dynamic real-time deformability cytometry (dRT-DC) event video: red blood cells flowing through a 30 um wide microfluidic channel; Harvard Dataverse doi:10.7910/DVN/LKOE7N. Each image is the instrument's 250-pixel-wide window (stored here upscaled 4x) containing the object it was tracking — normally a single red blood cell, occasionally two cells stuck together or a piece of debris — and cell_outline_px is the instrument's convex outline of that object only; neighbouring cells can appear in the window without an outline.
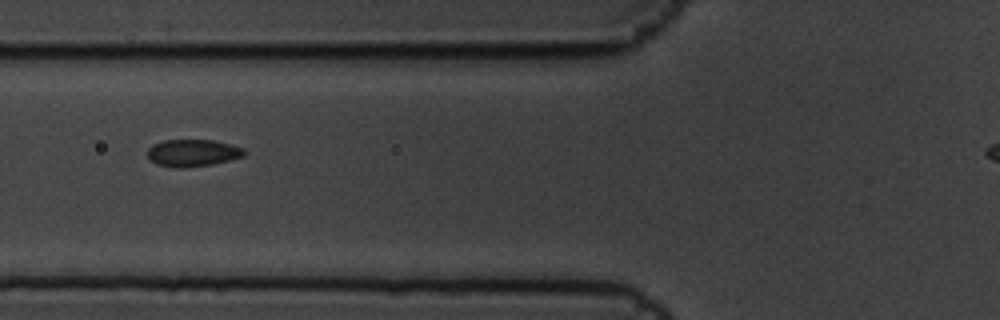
{"species": "common noctule bat (a hibernating species)", "species_latin": "Nyctalus noctula", "temperature_condition": "cold", "stored_images_in_passage": 8, "camera_frame_rate_fps": 3000, "um_per_image_px": 0.085, "animal": {"sex": "male", "body_mass_g": 19.5, "forearm_length_mm": 54.6}, "frame": {"image": 1, "passage_image": 3, "time_ms": 0.667, "image_size_px": [1000, 320], "cell_outline_px": [[244, 156], [212, 164], [180, 168], [176, 168], [156, 164], [148, 156], [148, 148], [152, 144], [164, 140], [212, 140], [232, 144], [244, 148]], "centroid_in_image_um": [16.37, 12.99], "position_along_channel_um": 109.4, "area_um2": 15.2}}
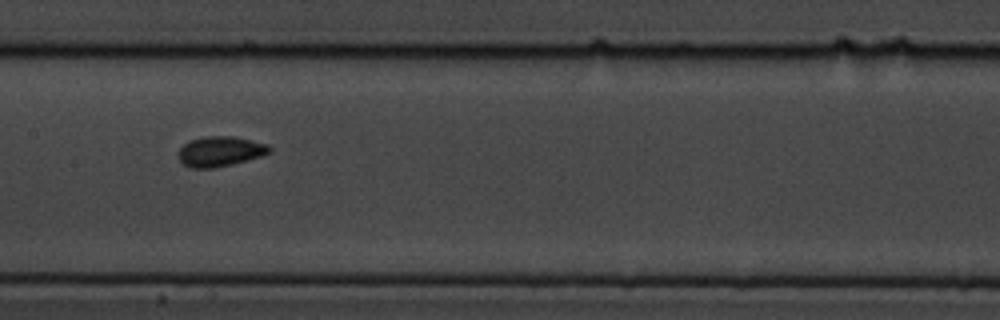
{"frame": {"image": 2, "passage_image": 5, "time_ms": 1.333, "image_size_px": [1000, 320], "cell_outline_px": [[272, 152], [248, 160], [232, 164], [212, 168], [192, 168], [184, 164], [180, 160], [176, 152], [184, 144], [192, 140], [204, 136], [236, 136], [268, 144], [272, 148]], "centroid_in_image_um": [18.73, 12.86], "position_along_channel_um": 188.7, "area_um2": 16.07}}
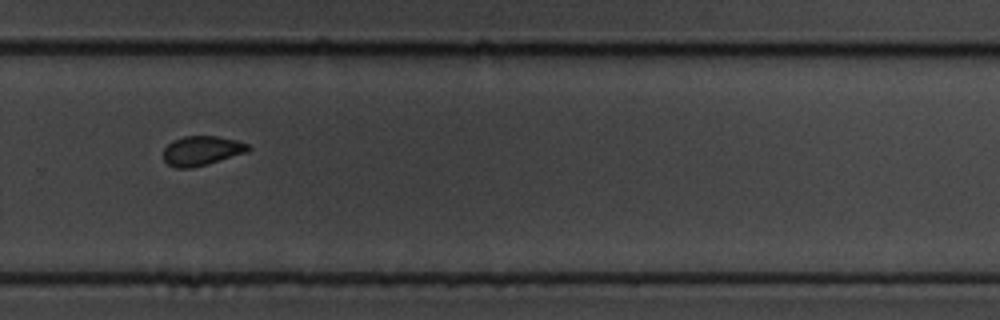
{"frame": {"image": 3, "passage_image": 8, "time_ms": 2.333, "image_size_px": [1000, 320], "cell_outline_px": [[252, 148], [248, 152], [192, 168], [176, 168], [168, 164], [164, 160], [164, 148], [172, 140], [184, 136], [216, 136], [236, 140], [248, 144]], "centroid_in_image_um": [17.15, 12.8], "position_along_channel_um": 312.7, "area_um2": 14.57}}